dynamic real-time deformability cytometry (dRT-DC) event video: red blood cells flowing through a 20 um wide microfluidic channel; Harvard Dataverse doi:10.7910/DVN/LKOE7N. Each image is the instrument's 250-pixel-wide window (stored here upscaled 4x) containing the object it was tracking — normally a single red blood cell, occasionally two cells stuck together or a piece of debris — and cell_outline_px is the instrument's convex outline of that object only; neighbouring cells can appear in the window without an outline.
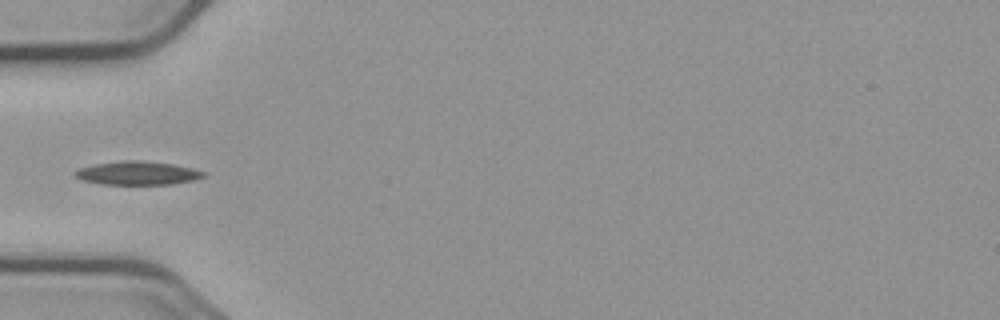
{"species": "common noctule bat (a hibernating species)", "species_latin": "Nyctalus noctula", "temperature_condition": "cold", "stored_images_in_passage": 6, "camera_frame_rate_fps": 3000, "um_per_image_px": 0.085, "animal": {"sex": "male", "body_mass_g": 23.1, "forearm_length_mm": 52.7}, "frame": {"image": 1, "passage_image": 3, "time_ms": 4.0, "image_size_px": [1000, 320], "cell_outline_px": [[208, 176], [192, 180], [172, 184], [100, 184], [84, 180], [76, 176], [72, 172], [80, 168], [96, 164], [124, 160], [140, 160], [172, 164], [192, 168], [204, 172]], "centroid_in_image_um": [11.7, 14.71], "position_along_channel_um": 73.3, "area_um2": 17.46}}
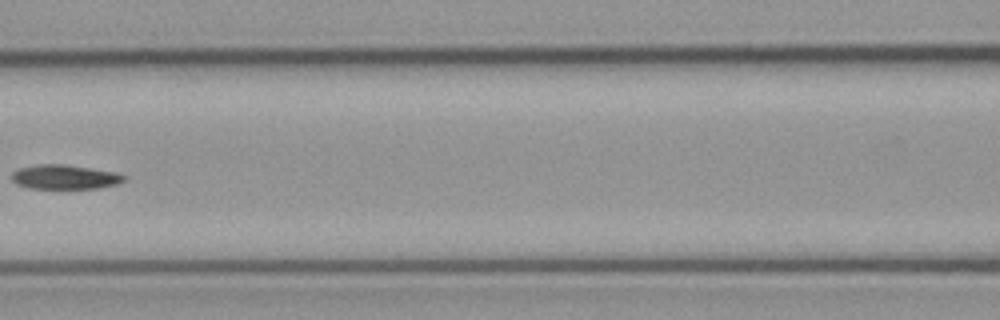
{"frame": {"image": 2, "passage_image": 5, "time_ms": 6.333, "image_size_px": [1000, 320], "cell_outline_px": [[124, 180], [116, 184], [100, 188], [28, 188], [16, 184], [12, 180], [12, 172], [20, 168], [40, 164], [64, 164], [116, 172], [124, 176]], "centroid_in_image_um": [5.48, 15.04], "position_along_channel_um": 161.1, "area_um2": 15.78}}
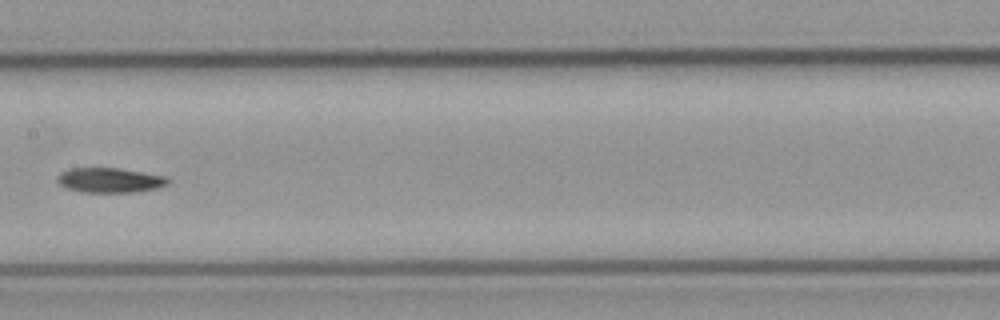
{"frame": {"image": 3, "passage_image": 6, "time_ms": 7.333, "image_size_px": [1000, 320], "cell_outline_px": [[168, 184], [156, 188], [132, 192], [80, 192], [68, 188], [60, 184], [56, 180], [60, 172], [72, 168], [120, 168], [168, 176]], "centroid_in_image_um": [9.34, 15.31], "position_along_channel_um": 198.1, "area_um2": 15.95}}